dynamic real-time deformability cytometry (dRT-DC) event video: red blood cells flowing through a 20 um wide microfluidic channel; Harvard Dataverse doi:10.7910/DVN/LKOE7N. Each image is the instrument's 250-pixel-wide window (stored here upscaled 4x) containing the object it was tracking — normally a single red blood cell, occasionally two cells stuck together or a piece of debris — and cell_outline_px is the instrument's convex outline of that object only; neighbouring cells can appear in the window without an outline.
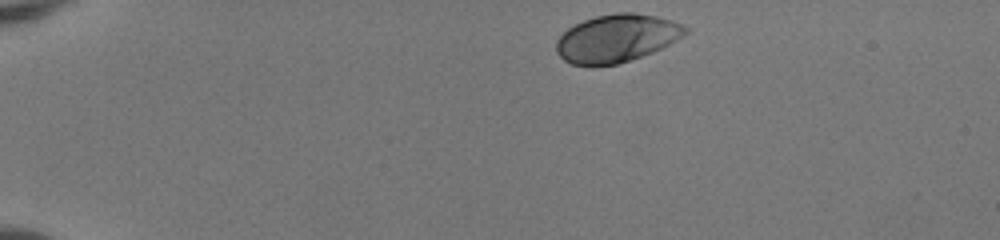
{"species": "human", "species_latin": "Homo sapiens", "temperature_condition": "room temperature", "stored_images_in_passage": 42, "camera_frame_rate_fps": 3000, "um_per_image_px": 0.085, "donor": {"sex": "female"}, "frame": {"image": 1, "passage_image": 1, "time_ms": 0.0, "image_size_px": [1000, 240], "cell_outline_px": [[688, 32], [676, 40], [652, 52], [616, 64], [592, 68], [572, 64], [564, 60], [556, 52], [556, 40], [568, 28], [584, 20], [596, 16], [616, 12], [632, 12], [656, 16], [672, 20], [688, 28]], "centroid_in_image_um": [52.37, 3.27], "position_along_channel_um": 32.6, "area_um2": 36.01}}
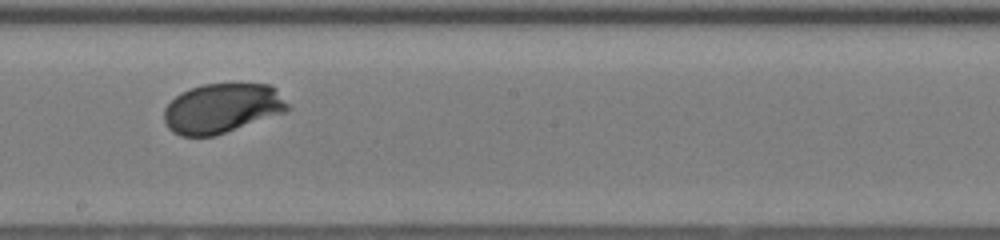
{"frame": {"image": 2, "passage_image": 22, "time_ms": 7.0, "image_size_px": [1000, 240], "cell_outline_px": [[292, 108], [284, 112], [216, 136], [180, 136], [172, 132], [168, 128], [164, 120], [164, 108], [180, 92], [204, 84], [272, 84], [276, 88]], "centroid_in_image_um": [18.88, 9.21], "position_along_channel_um": 229.3, "area_um2": 35.84}}
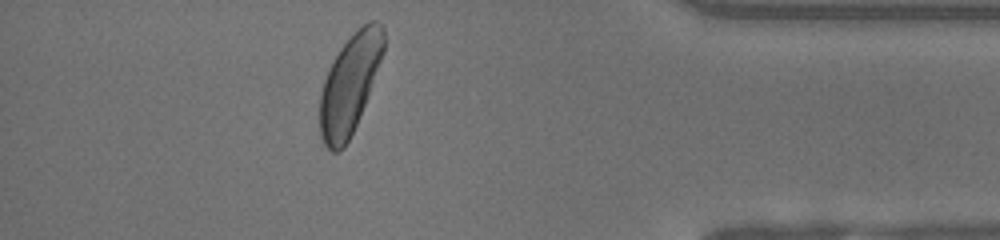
{"frame": {"image": 3, "passage_image": 37, "time_ms": 12.0, "image_size_px": [1000, 240], "cell_outline_px": [[384, 52], [364, 104], [356, 124], [344, 148], [340, 152], [332, 152], [324, 144], [320, 136], [320, 96], [324, 80], [340, 48], [368, 20], [376, 20], [384, 28]], "centroid_in_image_um": [29.73, 7.18], "position_along_channel_um": 405.5, "area_um2": 36.01}, "authors_computed_cell_mechanics": {"area_um2": 35.9516, "velocity_mm_per_s": 4.0657, "shape_relaxation_time_tau1_ms": 1.5643, "shape_relaxation_time_tau2_ms": null, "deformation_change_tau1": 0.1168, "deformation_change_tau2": null}}